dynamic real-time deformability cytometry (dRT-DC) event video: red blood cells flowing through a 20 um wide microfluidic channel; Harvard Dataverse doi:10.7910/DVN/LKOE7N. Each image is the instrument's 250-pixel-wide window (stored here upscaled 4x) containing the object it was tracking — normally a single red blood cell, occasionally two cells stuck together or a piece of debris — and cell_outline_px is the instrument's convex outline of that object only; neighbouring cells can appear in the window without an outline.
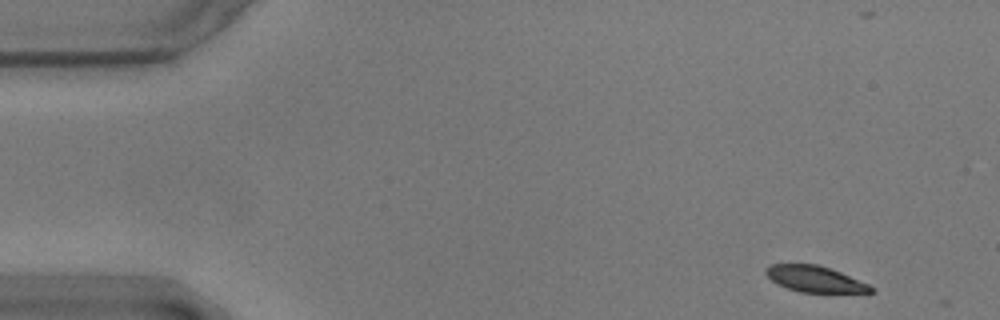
{"species": "common noctule bat (a hibernating species)", "species_latin": "Nyctalus noctula", "temperature_condition": "warm", "stored_images_in_passage": 8, "camera_frame_rate_fps": 3000, "um_per_image_px": 0.085, "animal": {"sex": "male", "body_mass_g": 17.9}, "frame": {"image": 1, "passage_image": 1, "time_ms": 0.0, "image_size_px": [1000, 320], "cell_outline_px": [[876, 292], [800, 292], [776, 284], [764, 272], [764, 268], [772, 264], [816, 264], [840, 272], [868, 284], [876, 288]], "centroid_in_image_um": [69.25, 23.72], "position_along_channel_um": 15.7, "area_um2": 15.84}}